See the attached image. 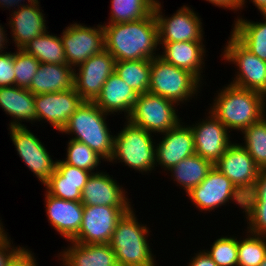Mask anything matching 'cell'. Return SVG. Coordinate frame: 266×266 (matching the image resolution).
Segmentation results:
<instances>
[{
    "instance_id": "d4e9b609",
    "label": "cell",
    "mask_w": 266,
    "mask_h": 266,
    "mask_svg": "<svg viewBox=\"0 0 266 266\" xmlns=\"http://www.w3.org/2000/svg\"><path fill=\"white\" fill-rule=\"evenodd\" d=\"M35 95L27 88L13 86L0 87V108L13 118L9 128L25 127L22 122H37Z\"/></svg>"
},
{
    "instance_id": "7bdbcfd3",
    "label": "cell",
    "mask_w": 266,
    "mask_h": 266,
    "mask_svg": "<svg viewBox=\"0 0 266 266\" xmlns=\"http://www.w3.org/2000/svg\"><path fill=\"white\" fill-rule=\"evenodd\" d=\"M194 254L195 255L191 258L188 266H218L205 249L199 250V252Z\"/></svg>"
},
{
    "instance_id": "5bb4252c",
    "label": "cell",
    "mask_w": 266,
    "mask_h": 266,
    "mask_svg": "<svg viewBox=\"0 0 266 266\" xmlns=\"http://www.w3.org/2000/svg\"><path fill=\"white\" fill-rule=\"evenodd\" d=\"M214 167L230 179L244 197L252 191L260 172L247 150L236 142L226 149Z\"/></svg>"
},
{
    "instance_id": "277c9868",
    "label": "cell",
    "mask_w": 266,
    "mask_h": 266,
    "mask_svg": "<svg viewBox=\"0 0 266 266\" xmlns=\"http://www.w3.org/2000/svg\"><path fill=\"white\" fill-rule=\"evenodd\" d=\"M107 115L110 114L103 112L94 102L84 101L60 133L71 134L70 139L85 143L103 161L109 162L113 154L114 136L109 131Z\"/></svg>"
},
{
    "instance_id": "b9f144b4",
    "label": "cell",
    "mask_w": 266,
    "mask_h": 266,
    "mask_svg": "<svg viewBox=\"0 0 266 266\" xmlns=\"http://www.w3.org/2000/svg\"><path fill=\"white\" fill-rule=\"evenodd\" d=\"M34 254L28 248L23 247L6 266H38Z\"/></svg>"
},
{
    "instance_id": "ba28073f",
    "label": "cell",
    "mask_w": 266,
    "mask_h": 266,
    "mask_svg": "<svg viewBox=\"0 0 266 266\" xmlns=\"http://www.w3.org/2000/svg\"><path fill=\"white\" fill-rule=\"evenodd\" d=\"M223 48L222 58L225 62L233 63L238 70L230 83L266 97V61L251 53L231 33Z\"/></svg>"
},
{
    "instance_id": "9c48e42d",
    "label": "cell",
    "mask_w": 266,
    "mask_h": 266,
    "mask_svg": "<svg viewBox=\"0 0 266 266\" xmlns=\"http://www.w3.org/2000/svg\"><path fill=\"white\" fill-rule=\"evenodd\" d=\"M188 199L195 204L199 211L213 212L215 208L226 206V203H235L240 209H244L245 197L237 190L224 174L214 166L207 173L206 178L188 193Z\"/></svg>"
},
{
    "instance_id": "7dc6e473",
    "label": "cell",
    "mask_w": 266,
    "mask_h": 266,
    "mask_svg": "<svg viewBox=\"0 0 266 266\" xmlns=\"http://www.w3.org/2000/svg\"><path fill=\"white\" fill-rule=\"evenodd\" d=\"M4 26H2V24H0V53H5L6 50H4L6 48L7 42L10 40L9 38H7V34H5L7 32V30H4Z\"/></svg>"
},
{
    "instance_id": "74e56055",
    "label": "cell",
    "mask_w": 266,
    "mask_h": 266,
    "mask_svg": "<svg viewBox=\"0 0 266 266\" xmlns=\"http://www.w3.org/2000/svg\"><path fill=\"white\" fill-rule=\"evenodd\" d=\"M243 213L247 221L246 231L266 236V201H244Z\"/></svg>"
},
{
    "instance_id": "8992f818",
    "label": "cell",
    "mask_w": 266,
    "mask_h": 266,
    "mask_svg": "<svg viewBox=\"0 0 266 266\" xmlns=\"http://www.w3.org/2000/svg\"><path fill=\"white\" fill-rule=\"evenodd\" d=\"M202 85L192 73L165 62L159 56L151 59L148 92L180 105L193 97L195 99Z\"/></svg>"
},
{
    "instance_id": "484cf974",
    "label": "cell",
    "mask_w": 266,
    "mask_h": 266,
    "mask_svg": "<svg viewBox=\"0 0 266 266\" xmlns=\"http://www.w3.org/2000/svg\"><path fill=\"white\" fill-rule=\"evenodd\" d=\"M138 94L132 90L115 72H113L104 85L101 93L94 103L105 113L123 114L125 119L131 113Z\"/></svg>"
},
{
    "instance_id": "ab89813d",
    "label": "cell",
    "mask_w": 266,
    "mask_h": 266,
    "mask_svg": "<svg viewBox=\"0 0 266 266\" xmlns=\"http://www.w3.org/2000/svg\"><path fill=\"white\" fill-rule=\"evenodd\" d=\"M5 232L0 236V266H6L8 262L23 248V246H15L13 241ZM12 242V244H11Z\"/></svg>"
},
{
    "instance_id": "9a60e30c",
    "label": "cell",
    "mask_w": 266,
    "mask_h": 266,
    "mask_svg": "<svg viewBox=\"0 0 266 266\" xmlns=\"http://www.w3.org/2000/svg\"><path fill=\"white\" fill-rule=\"evenodd\" d=\"M115 58L105 49L74 69V88L84 101L94 102L108 77L115 72Z\"/></svg>"
},
{
    "instance_id": "681fc988",
    "label": "cell",
    "mask_w": 266,
    "mask_h": 266,
    "mask_svg": "<svg viewBox=\"0 0 266 266\" xmlns=\"http://www.w3.org/2000/svg\"><path fill=\"white\" fill-rule=\"evenodd\" d=\"M5 229H4V226H3V223L2 221L0 220V236L3 235L5 233Z\"/></svg>"
},
{
    "instance_id": "44dd1931",
    "label": "cell",
    "mask_w": 266,
    "mask_h": 266,
    "mask_svg": "<svg viewBox=\"0 0 266 266\" xmlns=\"http://www.w3.org/2000/svg\"><path fill=\"white\" fill-rule=\"evenodd\" d=\"M91 174L92 172L66 164L59 159L55 171L43 186L49 195L80 202L83 188Z\"/></svg>"
},
{
    "instance_id": "83f0119b",
    "label": "cell",
    "mask_w": 266,
    "mask_h": 266,
    "mask_svg": "<svg viewBox=\"0 0 266 266\" xmlns=\"http://www.w3.org/2000/svg\"><path fill=\"white\" fill-rule=\"evenodd\" d=\"M262 16L264 22L237 17L230 33L251 53L266 61V14Z\"/></svg>"
},
{
    "instance_id": "7c38bea8",
    "label": "cell",
    "mask_w": 266,
    "mask_h": 266,
    "mask_svg": "<svg viewBox=\"0 0 266 266\" xmlns=\"http://www.w3.org/2000/svg\"><path fill=\"white\" fill-rule=\"evenodd\" d=\"M9 135L15 146L17 154L23 160L24 165L38 178L41 184H45L56 169L57 160H53L37 136L25 127L9 128Z\"/></svg>"
},
{
    "instance_id": "f546056e",
    "label": "cell",
    "mask_w": 266,
    "mask_h": 266,
    "mask_svg": "<svg viewBox=\"0 0 266 266\" xmlns=\"http://www.w3.org/2000/svg\"><path fill=\"white\" fill-rule=\"evenodd\" d=\"M49 33L47 30L22 49L33 55L40 63L67 64L61 37Z\"/></svg>"
},
{
    "instance_id": "e0dca14e",
    "label": "cell",
    "mask_w": 266,
    "mask_h": 266,
    "mask_svg": "<svg viewBox=\"0 0 266 266\" xmlns=\"http://www.w3.org/2000/svg\"><path fill=\"white\" fill-rule=\"evenodd\" d=\"M34 101L37 122L44 120L59 132L84 102L75 88L67 91L36 94Z\"/></svg>"
},
{
    "instance_id": "1f68e13d",
    "label": "cell",
    "mask_w": 266,
    "mask_h": 266,
    "mask_svg": "<svg viewBox=\"0 0 266 266\" xmlns=\"http://www.w3.org/2000/svg\"><path fill=\"white\" fill-rule=\"evenodd\" d=\"M109 22L125 23L148 17L154 12V7L148 0H111Z\"/></svg>"
},
{
    "instance_id": "30bf717a",
    "label": "cell",
    "mask_w": 266,
    "mask_h": 266,
    "mask_svg": "<svg viewBox=\"0 0 266 266\" xmlns=\"http://www.w3.org/2000/svg\"><path fill=\"white\" fill-rule=\"evenodd\" d=\"M61 37L67 65L75 69L89 57L105 49L103 25L86 26L74 22L63 29Z\"/></svg>"
},
{
    "instance_id": "f907efd6",
    "label": "cell",
    "mask_w": 266,
    "mask_h": 266,
    "mask_svg": "<svg viewBox=\"0 0 266 266\" xmlns=\"http://www.w3.org/2000/svg\"><path fill=\"white\" fill-rule=\"evenodd\" d=\"M259 266H266V257L264 258V260L261 262Z\"/></svg>"
},
{
    "instance_id": "603a6c76",
    "label": "cell",
    "mask_w": 266,
    "mask_h": 266,
    "mask_svg": "<svg viewBox=\"0 0 266 266\" xmlns=\"http://www.w3.org/2000/svg\"><path fill=\"white\" fill-rule=\"evenodd\" d=\"M162 54L159 57L165 62L192 73L202 83V70L205 69L206 48L203 42H159ZM204 68V69H203ZM202 78V79H201Z\"/></svg>"
},
{
    "instance_id": "4dcf8cb0",
    "label": "cell",
    "mask_w": 266,
    "mask_h": 266,
    "mask_svg": "<svg viewBox=\"0 0 266 266\" xmlns=\"http://www.w3.org/2000/svg\"><path fill=\"white\" fill-rule=\"evenodd\" d=\"M151 60L116 61L115 73L138 95L148 92Z\"/></svg>"
},
{
    "instance_id": "836d02e7",
    "label": "cell",
    "mask_w": 266,
    "mask_h": 266,
    "mask_svg": "<svg viewBox=\"0 0 266 266\" xmlns=\"http://www.w3.org/2000/svg\"><path fill=\"white\" fill-rule=\"evenodd\" d=\"M246 233L238 239L237 266H259L266 257V236Z\"/></svg>"
},
{
    "instance_id": "d590c367",
    "label": "cell",
    "mask_w": 266,
    "mask_h": 266,
    "mask_svg": "<svg viewBox=\"0 0 266 266\" xmlns=\"http://www.w3.org/2000/svg\"><path fill=\"white\" fill-rule=\"evenodd\" d=\"M238 237L221 236L205 250L218 266H237Z\"/></svg>"
},
{
    "instance_id": "4316f807",
    "label": "cell",
    "mask_w": 266,
    "mask_h": 266,
    "mask_svg": "<svg viewBox=\"0 0 266 266\" xmlns=\"http://www.w3.org/2000/svg\"><path fill=\"white\" fill-rule=\"evenodd\" d=\"M74 88V69L67 64L40 63L27 88L34 95L67 91Z\"/></svg>"
},
{
    "instance_id": "f35d334b",
    "label": "cell",
    "mask_w": 266,
    "mask_h": 266,
    "mask_svg": "<svg viewBox=\"0 0 266 266\" xmlns=\"http://www.w3.org/2000/svg\"><path fill=\"white\" fill-rule=\"evenodd\" d=\"M15 85L14 52L0 53V87Z\"/></svg>"
},
{
    "instance_id": "f1b7e54d",
    "label": "cell",
    "mask_w": 266,
    "mask_h": 266,
    "mask_svg": "<svg viewBox=\"0 0 266 266\" xmlns=\"http://www.w3.org/2000/svg\"><path fill=\"white\" fill-rule=\"evenodd\" d=\"M214 165L198 156L193 154L181 160L177 165L168 170L176 184L185 190L187 194L193 187L199 185L207 176V173Z\"/></svg>"
},
{
    "instance_id": "8d00e7d4",
    "label": "cell",
    "mask_w": 266,
    "mask_h": 266,
    "mask_svg": "<svg viewBox=\"0 0 266 266\" xmlns=\"http://www.w3.org/2000/svg\"><path fill=\"white\" fill-rule=\"evenodd\" d=\"M16 50L14 52L15 86L28 88L37 73L40 62L23 49Z\"/></svg>"
},
{
    "instance_id": "ffe728a7",
    "label": "cell",
    "mask_w": 266,
    "mask_h": 266,
    "mask_svg": "<svg viewBox=\"0 0 266 266\" xmlns=\"http://www.w3.org/2000/svg\"><path fill=\"white\" fill-rule=\"evenodd\" d=\"M45 212L52 228L61 237L71 241L79 232L84 205L78 201H67L45 193Z\"/></svg>"
},
{
    "instance_id": "7a4b0ae2",
    "label": "cell",
    "mask_w": 266,
    "mask_h": 266,
    "mask_svg": "<svg viewBox=\"0 0 266 266\" xmlns=\"http://www.w3.org/2000/svg\"><path fill=\"white\" fill-rule=\"evenodd\" d=\"M216 94L208 110L229 132L236 130L242 133L266 115V97L259 92L229 83Z\"/></svg>"
},
{
    "instance_id": "5b68a950",
    "label": "cell",
    "mask_w": 266,
    "mask_h": 266,
    "mask_svg": "<svg viewBox=\"0 0 266 266\" xmlns=\"http://www.w3.org/2000/svg\"><path fill=\"white\" fill-rule=\"evenodd\" d=\"M126 122V123H125ZM124 127L114 135L110 163H123L139 173H151L156 167V141L151 133L127 119Z\"/></svg>"
},
{
    "instance_id": "bcb514c9",
    "label": "cell",
    "mask_w": 266,
    "mask_h": 266,
    "mask_svg": "<svg viewBox=\"0 0 266 266\" xmlns=\"http://www.w3.org/2000/svg\"><path fill=\"white\" fill-rule=\"evenodd\" d=\"M246 2H247L246 0H242L241 10L245 8ZM251 2L255 7H257V10L260 12L261 15L266 14V0H251Z\"/></svg>"
},
{
    "instance_id": "cb8c5ba5",
    "label": "cell",
    "mask_w": 266,
    "mask_h": 266,
    "mask_svg": "<svg viewBox=\"0 0 266 266\" xmlns=\"http://www.w3.org/2000/svg\"><path fill=\"white\" fill-rule=\"evenodd\" d=\"M68 242L67 248L57 254L61 266H118L110 244Z\"/></svg>"
},
{
    "instance_id": "52a82bcc",
    "label": "cell",
    "mask_w": 266,
    "mask_h": 266,
    "mask_svg": "<svg viewBox=\"0 0 266 266\" xmlns=\"http://www.w3.org/2000/svg\"><path fill=\"white\" fill-rule=\"evenodd\" d=\"M176 106L178 107L176 103L162 96L146 92L137 96L126 119L156 136V133H165L183 121L179 119Z\"/></svg>"
},
{
    "instance_id": "4fadbf2b",
    "label": "cell",
    "mask_w": 266,
    "mask_h": 266,
    "mask_svg": "<svg viewBox=\"0 0 266 266\" xmlns=\"http://www.w3.org/2000/svg\"><path fill=\"white\" fill-rule=\"evenodd\" d=\"M163 6L154 8L158 25L159 42H203L204 32L201 16L188 5L176 10L170 17L162 13Z\"/></svg>"
},
{
    "instance_id": "8fae6325",
    "label": "cell",
    "mask_w": 266,
    "mask_h": 266,
    "mask_svg": "<svg viewBox=\"0 0 266 266\" xmlns=\"http://www.w3.org/2000/svg\"><path fill=\"white\" fill-rule=\"evenodd\" d=\"M131 208L84 206L80 230L71 241L81 244H109L118 221Z\"/></svg>"
},
{
    "instance_id": "f6af8a7d",
    "label": "cell",
    "mask_w": 266,
    "mask_h": 266,
    "mask_svg": "<svg viewBox=\"0 0 266 266\" xmlns=\"http://www.w3.org/2000/svg\"><path fill=\"white\" fill-rule=\"evenodd\" d=\"M39 0H27L26 4L24 3L25 0H0V8H8V10L10 11L11 9L13 11L11 12H15L16 10H18L21 6H25V5H31V4H35L37 3ZM23 2V3H22ZM22 3V4H21ZM20 4V5H19ZM17 6L16 10L15 7ZM13 7V8H11ZM11 8V9H10Z\"/></svg>"
},
{
    "instance_id": "ee69618b",
    "label": "cell",
    "mask_w": 266,
    "mask_h": 266,
    "mask_svg": "<svg viewBox=\"0 0 266 266\" xmlns=\"http://www.w3.org/2000/svg\"><path fill=\"white\" fill-rule=\"evenodd\" d=\"M209 3L218 6L219 8H225L233 11H241L242 0H206Z\"/></svg>"
},
{
    "instance_id": "d6986e66",
    "label": "cell",
    "mask_w": 266,
    "mask_h": 266,
    "mask_svg": "<svg viewBox=\"0 0 266 266\" xmlns=\"http://www.w3.org/2000/svg\"><path fill=\"white\" fill-rule=\"evenodd\" d=\"M122 187L104 171L92 173L83 188L80 202L84 206L132 207L127 191Z\"/></svg>"
},
{
    "instance_id": "3957f363",
    "label": "cell",
    "mask_w": 266,
    "mask_h": 266,
    "mask_svg": "<svg viewBox=\"0 0 266 266\" xmlns=\"http://www.w3.org/2000/svg\"><path fill=\"white\" fill-rule=\"evenodd\" d=\"M134 211L132 207L118 221L109 244L118 266H156V256L147 241L151 231L138 222Z\"/></svg>"
},
{
    "instance_id": "d6a6232c",
    "label": "cell",
    "mask_w": 266,
    "mask_h": 266,
    "mask_svg": "<svg viewBox=\"0 0 266 266\" xmlns=\"http://www.w3.org/2000/svg\"><path fill=\"white\" fill-rule=\"evenodd\" d=\"M247 150L260 169H266V115L248 126L242 133Z\"/></svg>"
},
{
    "instance_id": "c3c4849f",
    "label": "cell",
    "mask_w": 266,
    "mask_h": 266,
    "mask_svg": "<svg viewBox=\"0 0 266 266\" xmlns=\"http://www.w3.org/2000/svg\"><path fill=\"white\" fill-rule=\"evenodd\" d=\"M148 2L155 8L157 6H161V2L159 0H148Z\"/></svg>"
},
{
    "instance_id": "2e32d148",
    "label": "cell",
    "mask_w": 266,
    "mask_h": 266,
    "mask_svg": "<svg viewBox=\"0 0 266 266\" xmlns=\"http://www.w3.org/2000/svg\"><path fill=\"white\" fill-rule=\"evenodd\" d=\"M206 118L190 126L195 143V154L213 165L232 144L229 130L209 111ZM230 133V134H229Z\"/></svg>"
},
{
    "instance_id": "ac0fdd59",
    "label": "cell",
    "mask_w": 266,
    "mask_h": 266,
    "mask_svg": "<svg viewBox=\"0 0 266 266\" xmlns=\"http://www.w3.org/2000/svg\"><path fill=\"white\" fill-rule=\"evenodd\" d=\"M183 124L180 121L174 128L160 134L163 135L162 140L156 142V167L160 165L164 169L163 171L168 172L181 160L195 154V143L190 124Z\"/></svg>"
},
{
    "instance_id": "7402d4cb",
    "label": "cell",
    "mask_w": 266,
    "mask_h": 266,
    "mask_svg": "<svg viewBox=\"0 0 266 266\" xmlns=\"http://www.w3.org/2000/svg\"><path fill=\"white\" fill-rule=\"evenodd\" d=\"M40 1L35 4L21 6L10 14L7 22L11 28L12 40L16 49H22L31 40L47 31L45 14ZM42 10V11H41Z\"/></svg>"
},
{
    "instance_id": "60d3db41",
    "label": "cell",
    "mask_w": 266,
    "mask_h": 266,
    "mask_svg": "<svg viewBox=\"0 0 266 266\" xmlns=\"http://www.w3.org/2000/svg\"><path fill=\"white\" fill-rule=\"evenodd\" d=\"M244 201H266V169H260L255 185Z\"/></svg>"
},
{
    "instance_id": "6da1fadb",
    "label": "cell",
    "mask_w": 266,
    "mask_h": 266,
    "mask_svg": "<svg viewBox=\"0 0 266 266\" xmlns=\"http://www.w3.org/2000/svg\"><path fill=\"white\" fill-rule=\"evenodd\" d=\"M103 28L105 50L116 61L151 60L160 54H156L160 46L154 12L137 21L103 24Z\"/></svg>"
},
{
    "instance_id": "e575fe53",
    "label": "cell",
    "mask_w": 266,
    "mask_h": 266,
    "mask_svg": "<svg viewBox=\"0 0 266 266\" xmlns=\"http://www.w3.org/2000/svg\"><path fill=\"white\" fill-rule=\"evenodd\" d=\"M67 154L65 160L66 164L75 166L77 168L86 170L88 172H98V166L101 164L103 158L90 149L85 143L77 140H68ZM96 170V172H94Z\"/></svg>"
}]
</instances>
